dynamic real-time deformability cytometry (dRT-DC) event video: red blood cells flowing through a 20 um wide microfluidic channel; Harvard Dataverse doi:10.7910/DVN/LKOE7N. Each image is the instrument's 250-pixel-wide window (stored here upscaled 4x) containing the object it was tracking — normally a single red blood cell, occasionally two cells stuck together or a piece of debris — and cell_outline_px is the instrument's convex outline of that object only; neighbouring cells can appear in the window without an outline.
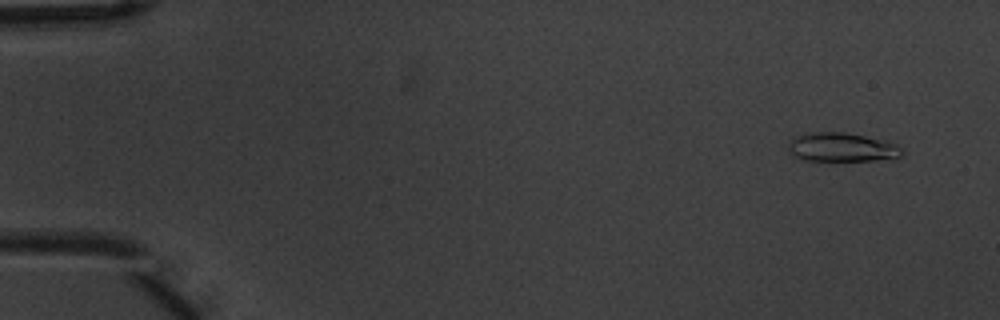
{"species": "common noctule bat (a hibernating species)", "species_latin": "Nyctalus noctula", "temperature_condition": "warm", "stored_images_in_passage": 6, "camera_frame_rate_fps": 3000, "um_per_image_px": 0.085, "animal": {"sex": "male", "body_mass_g": 20.1, "forearm_length_mm": 53.5}, "frame": {"image": 1, "passage_image": 2, "time_ms": 0.333, "image_size_px": [1000, 320], "cell_outline_px": [[904, 152], [900, 156], [892, 160], [804, 160], [792, 156], [788, 148], [788, 144], [796, 136], [808, 132], [844, 132], [864, 136], [896, 144]], "centroid_in_image_um": [71.54, 12.53], "position_along_channel_um": 13.5, "area_um2": 19.07}}